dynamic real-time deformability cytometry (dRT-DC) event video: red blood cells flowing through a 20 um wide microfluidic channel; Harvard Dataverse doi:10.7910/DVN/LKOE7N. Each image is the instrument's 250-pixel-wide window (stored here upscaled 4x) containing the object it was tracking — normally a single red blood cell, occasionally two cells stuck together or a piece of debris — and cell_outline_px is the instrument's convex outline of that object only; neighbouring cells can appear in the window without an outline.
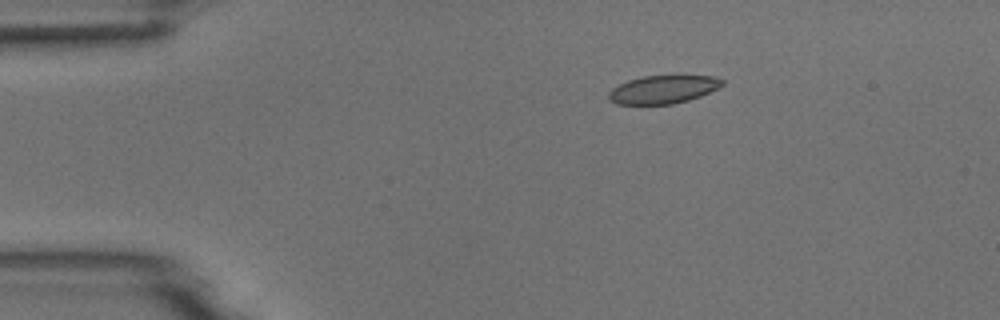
{"species": "common noctule bat (a hibernating species)", "species_latin": "Nyctalus noctula", "temperature_condition": "room temperature", "stored_images_in_passage": 8, "camera_frame_rate_fps": 3000, "um_per_image_px": 0.085, "animal": {"sex": "male", "body_mass_g": 18.8}, "frame": {"image": 1, "passage_image": 3, "time_ms": 2.333, "image_size_px": [1000, 320], "cell_outline_px": [[724, 84], [720, 88], [700, 96], [688, 100], [672, 104], [616, 104], [608, 100], [608, 92], [612, 88], [628, 80], [644, 76], [676, 72], [680, 72], [712, 76], [724, 80]], "centroid_in_image_um": [56.43, 7.54], "position_along_channel_um": 28.6, "area_um2": 19.65}}
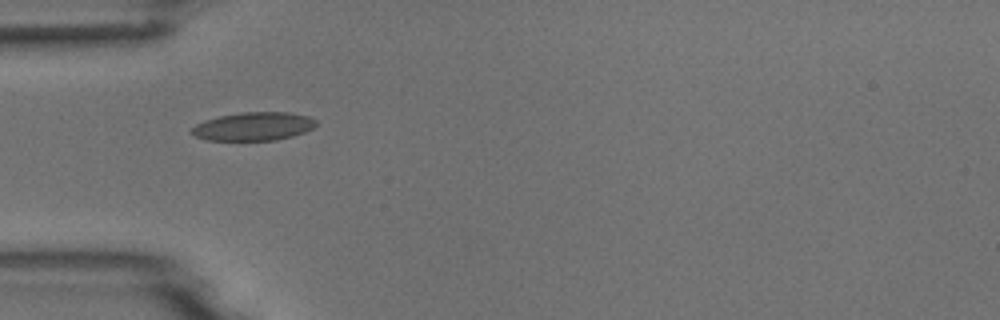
{"frame": {"image": 2, "passage_image": 5, "time_ms": 4.667, "image_size_px": [1000, 320], "cell_outline_px": [[316, 124], [312, 128], [304, 132], [292, 136], [276, 140], [204, 140], [188, 132], [196, 124], [204, 120], [220, 116], [240, 112], [288, 112], [308, 116], [316, 120]], "centroid_in_image_um": [21.52, 10.74], "position_along_channel_um": 63.5, "area_um2": 20.58}}